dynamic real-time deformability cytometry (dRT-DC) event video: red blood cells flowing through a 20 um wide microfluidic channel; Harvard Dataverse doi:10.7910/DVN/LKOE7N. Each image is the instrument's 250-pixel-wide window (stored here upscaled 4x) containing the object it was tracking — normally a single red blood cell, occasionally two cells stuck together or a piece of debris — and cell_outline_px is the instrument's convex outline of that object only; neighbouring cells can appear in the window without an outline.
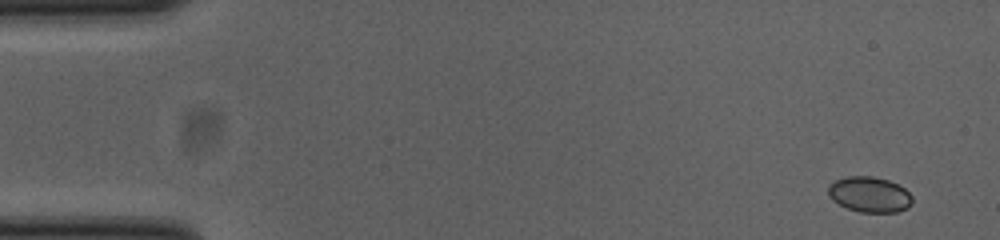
{"species": "common noctule bat (a hibernating species)", "species_latin": "Nyctalus noctula", "temperature_condition": "cold", "stored_images_in_passage": 51, "camera_frame_rate_fps": 3000, "um_per_image_px": 0.085, "animal": {"sex": "female", "body_mass_g": 23.0, "forearm_length_mm": 53.4}, "frame": {"image": 1, "passage_image": 1, "time_ms": 0.0, "image_size_px": [1000, 240], "cell_outline_px": [[912, 204], [908, 208], [896, 212], [860, 212], [848, 208], [832, 200], [828, 196], [828, 184], [836, 180], [848, 176], [872, 176], [888, 180], [904, 188], [912, 196]], "centroid_in_image_um": [73.9, 16.53], "position_along_channel_um": 11.1, "area_um2": 17.4}}
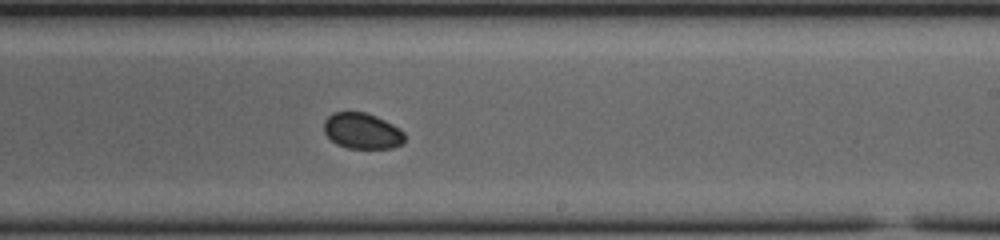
{"frame": {"image": 2, "passage_image": 30, "time_ms": 9.667, "image_size_px": [1000, 240], "cell_outline_px": [[404, 140], [400, 144], [392, 148], [348, 148], [336, 144], [324, 132], [324, 120], [332, 112], [364, 112], [376, 116], [400, 128], [404, 132]], "centroid_in_image_um": [30.77, 11.12], "position_along_channel_um": 258.2, "area_um2": 16.82}}
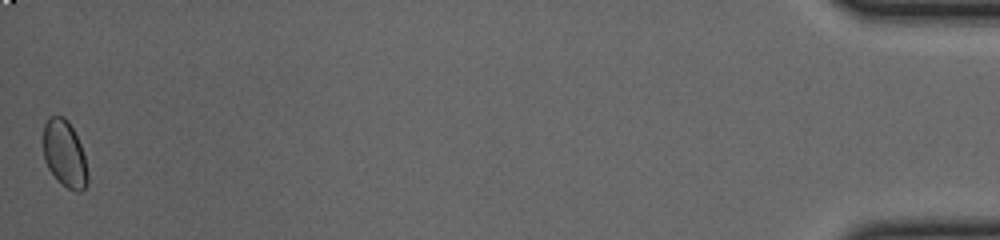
{"frame": {"image": 3, "passage_image": 51, "time_ms": 16.667, "image_size_px": [1000, 240], "cell_outline_px": [[88, 184], [80, 192], [76, 192], [68, 188], [56, 180], [48, 168], [44, 160], [44, 124], [48, 116], [64, 116], [68, 120], [80, 144], [84, 156], [88, 172]], "centroid_in_image_um": [5.49, 13.09], "position_along_channel_um": 429.7, "area_um2": 17.34}}